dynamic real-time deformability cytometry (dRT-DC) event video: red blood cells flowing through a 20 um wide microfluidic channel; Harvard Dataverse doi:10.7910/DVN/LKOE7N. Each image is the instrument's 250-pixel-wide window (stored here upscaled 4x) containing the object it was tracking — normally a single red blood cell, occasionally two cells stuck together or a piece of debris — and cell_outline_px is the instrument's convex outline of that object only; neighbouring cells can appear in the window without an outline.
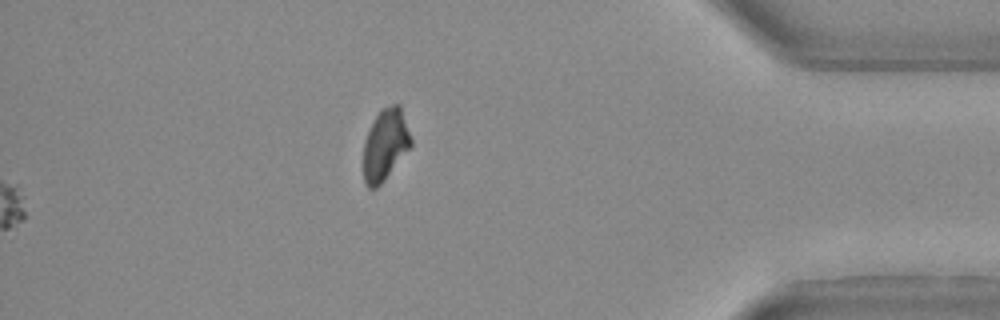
{"species": "Egyptian fruit bat (a non-hibernating species)", "species_latin": "Rousettus aegyptiacus", "temperature_condition": "warm", "stored_images_in_passage": 35, "segment_of_instrument_passage": [2, 2], "camera_frame_rate_fps": 3000, "um_per_image_px": 0.085, "animal": {"sex": "female"}, "frame": {"image": 1, "passage_image": 35, "time_ms": 11.333, "image_size_px": [1000, 320], "cell_outline_px": [[412, 148], [384, 180], [376, 188], [368, 188], [364, 184], [364, 144], [368, 132], [380, 108], [392, 104], [400, 104], [412, 140]], "centroid_in_image_um": [32.77, 12.3], "position_along_channel_um": 402.4, "area_um2": 19.88}}